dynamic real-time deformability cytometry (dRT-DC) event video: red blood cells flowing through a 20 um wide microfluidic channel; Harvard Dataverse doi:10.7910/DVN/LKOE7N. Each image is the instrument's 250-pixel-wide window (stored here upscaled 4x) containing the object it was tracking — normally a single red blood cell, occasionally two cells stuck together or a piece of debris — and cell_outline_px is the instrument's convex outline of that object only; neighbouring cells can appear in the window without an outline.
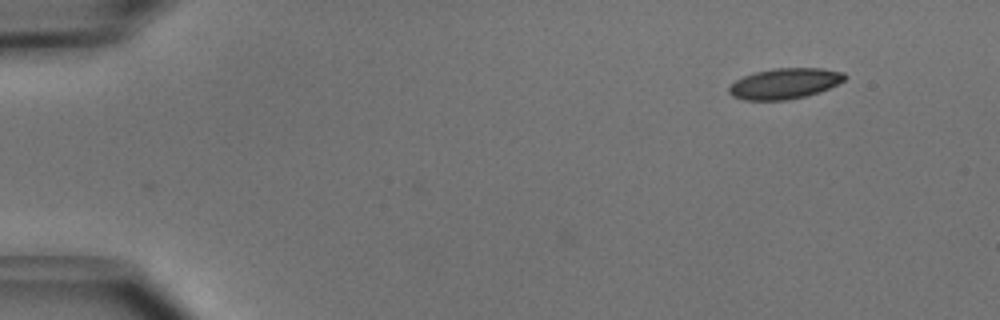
{"species": "common noctule bat (a hibernating species)", "species_latin": "Nyctalus noctula", "temperature_condition": "cold", "stored_images_in_passage": 43, "camera_frame_rate_fps": 3000, "um_per_image_px": 0.085, "animal": {"sex": "male", "body_mass_g": 15.6}, "frame": {"image": 1, "passage_image": 1, "time_ms": 0.0, "image_size_px": [1000, 320], "cell_outline_px": [[848, 76], [844, 80], [820, 92], [788, 100], [744, 100], [732, 96], [728, 92], [728, 88], [736, 80], [744, 76], [756, 72], [776, 68], [820, 68], [844, 72]], "centroid_in_image_um": [66.7, 7.1], "position_along_channel_um": 18.3, "area_um2": 20.58}}
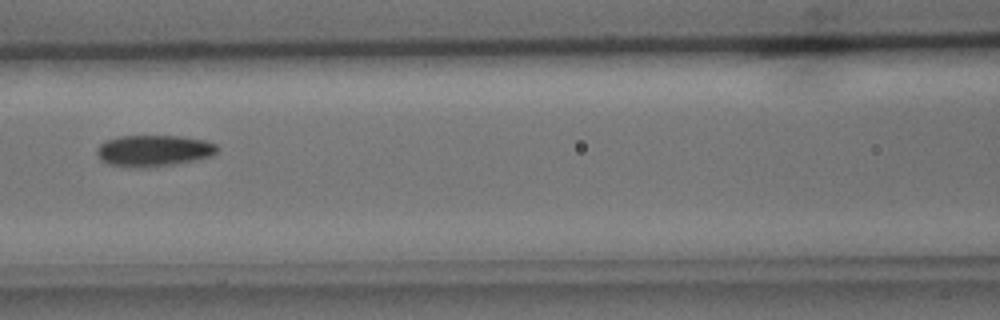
{"frame": {"image": 2, "passage_image": 19, "time_ms": 6.0, "image_size_px": [1000, 320], "cell_outline_px": [[220, 148], [212, 156], [196, 160], [176, 164], [148, 168], [132, 168], [108, 164], [100, 160], [96, 152], [96, 148], [104, 140], [120, 136], [180, 136], [204, 140], [216, 144]], "centroid_in_image_um": [13.04, 12.82], "position_along_channel_um": 153.6, "area_um2": 22.43}}
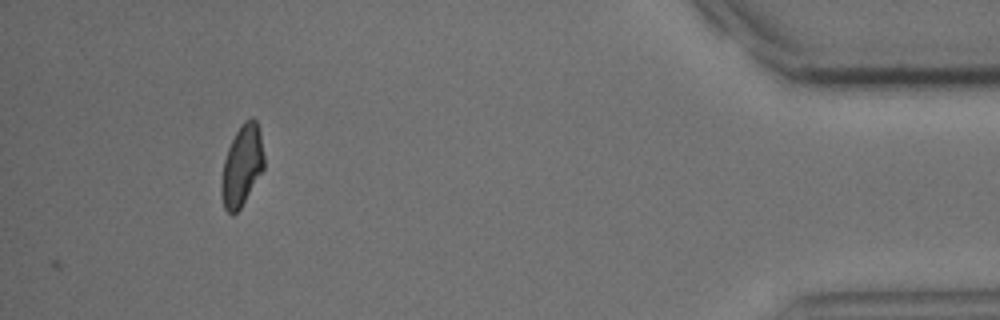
{"frame": {"image": 3, "passage_image": 43, "time_ms": 14.0, "image_size_px": [1000, 320], "cell_outline_px": [[264, 168], [240, 208], [232, 216], [224, 208], [220, 196], [220, 184], [224, 160], [228, 148], [240, 124], [244, 120], [252, 116], [256, 120], [260, 132], [264, 156]], "centroid_in_image_um": [20.55, 14.07], "position_along_channel_um": 414.7, "area_um2": 20.17}, "authors_computed_cell_mechanics": {"area_um2": 21.0392, "velocity_mm_per_s": 3.9798, "shape_relaxation_time_tau1_ms": 2.7387, "shape_relaxation_time_tau2_ms": 7.7203, "deformation_change_tau1": 0.0968, "deformation_change_tau2": 0.1257}}